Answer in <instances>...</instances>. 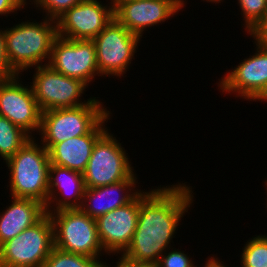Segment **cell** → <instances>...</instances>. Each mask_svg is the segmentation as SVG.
<instances>
[{"label": "cell", "instance_id": "ba28073f", "mask_svg": "<svg viewBox=\"0 0 267 267\" xmlns=\"http://www.w3.org/2000/svg\"><path fill=\"white\" fill-rule=\"evenodd\" d=\"M33 74L31 87L42 112L59 108H73L88 104L80 101L88 85L80 79L65 76L53 70L49 65L37 66Z\"/></svg>", "mask_w": 267, "mask_h": 267}, {"label": "cell", "instance_id": "8fae6325", "mask_svg": "<svg viewBox=\"0 0 267 267\" xmlns=\"http://www.w3.org/2000/svg\"><path fill=\"white\" fill-rule=\"evenodd\" d=\"M110 6L98 0H84L56 19L58 36L66 39L93 40L113 19L114 0Z\"/></svg>", "mask_w": 267, "mask_h": 267}, {"label": "cell", "instance_id": "cb8c5ba5", "mask_svg": "<svg viewBox=\"0 0 267 267\" xmlns=\"http://www.w3.org/2000/svg\"><path fill=\"white\" fill-rule=\"evenodd\" d=\"M36 5L35 7H41L43 12L46 13V17L56 20L61 16L66 10L71 7L83 2L84 0H32ZM45 10V11H44Z\"/></svg>", "mask_w": 267, "mask_h": 267}, {"label": "cell", "instance_id": "5b68a950", "mask_svg": "<svg viewBox=\"0 0 267 267\" xmlns=\"http://www.w3.org/2000/svg\"><path fill=\"white\" fill-rule=\"evenodd\" d=\"M49 214L54 229V247L69 253L99 259L101 246L96 220L80 208L61 209Z\"/></svg>", "mask_w": 267, "mask_h": 267}, {"label": "cell", "instance_id": "f546056e", "mask_svg": "<svg viewBox=\"0 0 267 267\" xmlns=\"http://www.w3.org/2000/svg\"><path fill=\"white\" fill-rule=\"evenodd\" d=\"M207 262L205 263V267H225L224 262H220V260L218 258L213 257H209L208 260H206Z\"/></svg>", "mask_w": 267, "mask_h": 267}, {"label": "cell", "instance_id": "f1b7e54d", "mask_svg": "<svg viewBox=\"0 0 267 267\" xmlns=\"http://www.w3.org/2000/svg\"><path fill=\"white\" fill-rule=\"evenodd\" d=\"M119 260L117 264L115 265V267H157L156 264H153V263H135L122 256ZM107 267L109 266L107 265Z\"/></svg>", "mask_w": 267, "mask_h": 267}, {"label": "cell", "instance_id": "603a6c76", "mask_svg": "<svg viewBox=\"0 0 267 267\" xmlns=\"http://www.w3.org/2000/svg\"><path fill=\"white\" fill-rule=\"evenodd\" d=\"M247 33L267 14L266 0H238Z\"/></svg>", "mask_w": 267, "mask_h": 267}, {"label": "cell", "instance_id": "7402d4cb", "mask_svg": "<svg viewBox=\"0 0 267 267\" xmlns=\"http://www.w3.org/2000/svg\"><path fill=\"white\" fill-rule=\"evenodd\" d=\"M242 252V267H267V236L258 235L251 238Z\"/></svg>", "mask_w": 267, "mask_h": 267}, {"label": "cell", "instance_id": "44dd1931", "mask_svg": "<svg viewBox=\"0 0 267 267\" xmlns=\"http://www.w3.org/2000/svg\"><path fill=\"white\" fill-rule=\"evenodd\" d=\"M99 260L97 258L65 252L54 247L44 262L43 267H107L106 263Z\"/></svg>", "mask_w": 267, "mask_h": 267}, {"label": "cell", "instance_id": "ac0fdd59", "mask_svg": "<svg viewBox=\"0 0 267 267\" xmlns=\"http://www.w3.org/2000/svg\"><path fill=\"white\" fill-rule=\"evenodd\" d=\"M135 175L133 173L126 180L106 186L85 188L80 209L91 218L96 219L130 203L141 192V189L137 191L134 189L138 183Z\"/></svg>", "mask_w": 267, "mask_h": 267}, {"label": "cell", "instance_id": "e0dca14e", "mask_svg": "<svg viewBox=\"0 0 267 267\" xmlns=\"http://www.w3.org/2000/svg\"><path fill=\"white\" fill-rule=\"evenodd\" d=\"M84 191L85 184L83 174L81 172L50 163L48 177V198L47 205L45 206L46 212H54L61 209L80 208L83 201ZM51 204H54L55 207L53 205L51 206ZM49 207H51L53 210Z\"/></svg>", "mask_w": 267, "mask_h": 267}, {"label": "cell", "instance_id": "6da1fadb", "mask_svg": "<svg viewBox=\"0 0 267 267\" xmlns=\"http://www.w3.org/2000/svg\"><path fill=\"white\" fill-rule=\"evenodd\" d=\"M190 187L178 183L139 193L137 227L122 257L135 263L158 262L194 201Z\"/></svg>", "mask_w": 267, "mask_h": 267}, {"label": "cell", "instance_id": "4fadbf2b", "mask_svg": "<svg viewBox=\"0 0 267 267\" xmlns=\"http://www.w3.org/2000/svg\"><path fill=\"white\" fill-rule=\"evenodd\" d=\"M19 76L0 81V116L6 117L33 137V131H40L42 111L31 85L23 86Z\"/></svg>", "mask_w": 267, "mask_h": 267}, {"label": "cell", "instance_id": "8992f818", "mask_svg": "<svg viewBox=\"0 0 267 267\" xmlns=\"http://www.w3.org/2000/svg\"><path fill=\"white\" fill-rule=\"evenodd\" d=\"M54 248L49 214L16 237L0 245V267H43Z\"/></svg>", "mask_w": 267, "mask_h": 267}, {"label": "cell", "instance_id": "4316f807", "mask_svg": "<svg viewBox=\"0 0 267 267\" xmlns=\"http://www.w3.org/2000/svg\"><path fill=\"white\" fill-rule=\"evenodd\" d=\"M248 34L255 39V44L267 49V14Z\"/></svg>", "mask_w": 267, "mask_h": 267}, {"label": "cell", "instance_id": "7a4b0ae2", "mask_svg": "<svg viewBox=\"0 0 267 267\" xmlns=\"http://www.w3.org/2000/svg\"><path fill=\"white\" fill-rule=\"evenodd\" d=\"M57 36L56 20L47 17L40 23L28 20L6 28V56L12 69L20 75L30 67L49 62Z\"/></svg>", "mask_w": 267, "mask_h": 267}, {"label": "cell", "instance_id": "52a82bcc", "mask_svg": "<svg viewBox=\"0 0 267 267\" xmlns=\"http://www.w3.org/2000/svg\"><path fill=\"white\" fill-rule=\"evenodd\" d=\"M125 149L107 130L94 144L83 174L85 188H98L128 179L134 172Z\"/></svg>", "mask_w": 267, "mask_h": 267}, {"label": "cell", "instance_id": "1f68e13d", "mask_svg": "<svg viewBox=\"0 0 267 267\" xmlns=\"http://www.w3.org/2000/svg\"><path fill=\"white\" fill-rule=\"evenodd\" d=\"M206 1L207 2H212V3L215 2L217 4V3H221L222 0H206Z\"/></svg>", "mask_w": 267, "mask_h": 267}, {"label": "cell", "instance_id": "2e32d148", "mask_svg": "<svg viewBox=\"0 0 267 267\" xmlns=\"http://www.w3.org/2000/svg\"><path fill=\"white\" fill-rule=\"evenodd\" d=\"M109 112L88 134L54 144L49 150L50 163L83 173L96 141L108 130Z\"/></svg>", "mask_w": 267, "mask_h": 267}, {"label": "cell", "instance_id": "83f0119b", "mask_svg": "<svg viewBox=\"0 0 267 267\" xmlns=\"http://www.w3.org/2000/svg\"><path fill=\"white\" fill-rule=\"evenodd\" d=\"M27 5L25 0H0V15L15 13Z\"/></svg>", "mask_w": 267, "mask_h": 267}, {"label": "cell", "instance_id": "9c48e42d", "mask_svg": "<svg viewBox=\"0 0 267 267\" xmlns=\"http://www.w3.org/2000/svg\"><path fill=\"white\" fill-rule=\"evenodd\" d=\"M140 40L139 36L132 34L114 18L93 39L101 77L123 76L134 59Z\"/></svg>", "mask_w": 267, "mask_h": 267}, {"label": "cell", "instance_id": "9a60e30c", "mask_svg": "<svg viewBox=\"0 0 267 267\" xmlns=\"http://www.w3.org/2000/svg\"><path fill=\"white\" fill-rule=\"evenodd\" d=\"M139 215V194L128 204L97 217V233L104 251L124 253L130 245L137 227Z\"/></svg>", "mask_w": 267, "mask_h": 267}, {"label": "cell", "instance_id": "d6986e66", "mask_svg": "<svg viewBox=\"0 0 267 267\" xmlns=\"http://www.w3.org/2000/svg\"><path fill=\"white\" fill-rule=\"evenodd\" d=\"M46 214V207L41 202L12 197V204L0 214V245L36 224Z\"/></svg>", "mask_w": 267, "mask_h": 267}, {"label": "cell", "instance_id": "277c9868", "mask_svg": "<svg viewBox=\"0 0 267 267\" xmlns=\"http://www.w3.org/2000/svg\"><path fill=\"white\" fill-rule=\"evenodd\" d=\"M95 98L78 107L42 112L40 144L49 150L54 144L88 134L110 112Z\"/></svg>", "mask_w": 267, "mask_h": 267}, {"label": "cell", "instance_id": "3957f363", "mask_svg": "<svg viewBox=\"0 0 267 267\" xmlns=\"http://www.w3.org/2000/svg\"><path fill=\"white\" fill-rule=\"evenodd\" d=\"M35 138L27 141L20 150L7 159L10 171L9 186L14 198L33 199L47 205L49 152L36 144Z\"/></svg>", "mask_w": 267, "mask_h": 267}, {"label": "cell", "instance_id": "484cf974", "mask_svg": "<svg viewBox=\"0 0 267 267\" xmlns=\"http://www.w3.org/2000/svg\"><path fill=\"white\" fill-rule=\"evenodd\" d=\"M18 75L9 64L6 56L5 30H0V81L8 80Z\"/></svg>", "mask_w": 267, "mask_h": 267}, {"label": "cell", "instance_id": "7c38bea8", "mask_svg": "<svg viewBox=\"0 0 267 267\" xmlns=\"http://www.w3.org/2000/svg\"><path fill=\"white\" fill-rule=\"evenodd\" d=\"M184 4V0H114V18L142 38L146 27L169 20Z\"/></svg>", "mask_w": 267, "mask_h": 267}, {"label": "cell", "instance_id": "30bf717a", "mask_svg": "<svg viewBox=\"0 0 267 267\" xmlns=\"http://www.w3.org/2000/svg\"><path fill=\"white\" fill-rule=\"evenodd\" d=\"M44 65H49L65 76L80 79L87 85L94 80V76H101L93 40L57 36L52 45L49 62Z\"/></svg>", "mask_w": 267, "mask_h": 267}, {"label": "cell", "instance_id": "d4e9b609", "mask_svg": "<svg viewBox=\"0 0 267 267\" xmlns=\"http://www.w3.org/2000/svg\"><path fill=\"white\" fill-rule=\"evenodd\" d=\"M158 262L156 263L157 267H195L193 261L187 254H184V251L176 250L169 253H163ZM190 258V259H189Z\"/></svg>", "mask_w": 267, "mask_h": 267}, {"label": "cell", "instance_id": "4dcf8cb0", "mask_svg": "<svg viewBox=\"0 0 267 267\" xmlns=\"http://www.w3.org/2000/svg\"><path fill=\"white\" fill-rule=\"evenodd\" d=\"M259 101H267V89L265 90L264 94L258 99Z\"/></svg>", "mask_w": 267, "mask_h": 267}, {"label": "cell", "instance_id": "5bb4252c", "mask_svg": "<svg viewBox=\"0 0 267 267\" xmlns=\"http://www.w3.org/2000/svg\"><path fill=\"white\" fill-rule=\"evenodd\" d=\"M255 48V55L244 59L221 78L218 85L223 92H236L237 97L250 101H257L264 94L267 89V49L257 44Z\"/></svg>", "mask_w": 267, "mask_h": 267}, {"label": "cell", "instance_id": "ffe728a7", "mask_svg": "<svg viewBox=\"0 0 267 267\" xmlns=\"http://www.w3.org/2000/svg\"><path fill=\"white\" fill-rule=\"evenodd\" d=\"M31 138L6 117L0 116V156L4 161L14 156Z\"/></svg>", "mask_w": 267, "mask_h": 267}]
</instances>
